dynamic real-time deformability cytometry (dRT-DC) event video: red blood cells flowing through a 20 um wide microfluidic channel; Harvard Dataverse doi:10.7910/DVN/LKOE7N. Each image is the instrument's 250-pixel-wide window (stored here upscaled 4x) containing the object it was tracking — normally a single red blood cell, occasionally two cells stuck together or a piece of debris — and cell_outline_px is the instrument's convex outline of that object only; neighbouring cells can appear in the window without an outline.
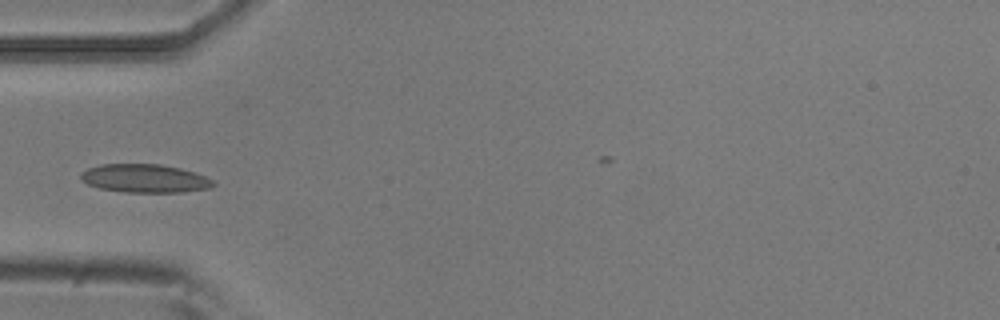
{"species": "common noctule bat (a hibernating species)", "species_latin": "Nyctalus noctula", "temperature_condition": "room temperature", "stored_images_in_passage": 4, "camera_frame_rate_fps": 3000, "um_per_image_px": 0.085, "animal": {"sex": "male", "body_mass_g": 20.5, "forearm_length_mm": 52.5}, "frame": {"image": 1, "passage_image": 3, "time_ms": 0.667, "image_size_px": [1000, 320], "cell_outline_px": [[216, 184], [212, 188], [180, 192], [124, 192], [100, 188], [88, 184], [80, 180], [80, 176], [88, 168], [100, 164], [160, 164], [180, 168], [196, 172], [212, 180]], "centroid_in_image_um": [12.32, 15.16], "position_along_channel_um": 72.7, "area_um2": 21.91}}
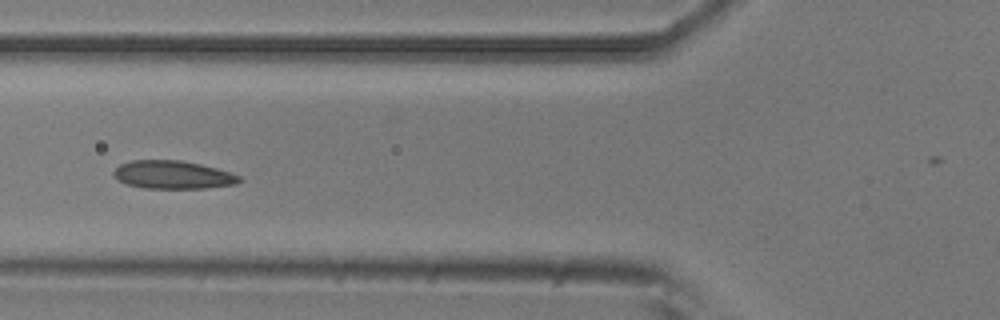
{"frame": {"image": 2, "passage_image": 4, "time_ms": 1.0, "image_size_px": [1000, 320], "cell_outline_px": [[244, 180], [236, 184], [204, 188], [144, 188], [128, 184], [116, 180], [112, 176], [112, 172], [120, 164], [132, 160], [180, 160], [200, 164], [216, 168], [240, 176]], "centroid_in_image_um": [14.67, 14.86], "position_along_channel_um": 111.1, "area_um2": 20.63}}